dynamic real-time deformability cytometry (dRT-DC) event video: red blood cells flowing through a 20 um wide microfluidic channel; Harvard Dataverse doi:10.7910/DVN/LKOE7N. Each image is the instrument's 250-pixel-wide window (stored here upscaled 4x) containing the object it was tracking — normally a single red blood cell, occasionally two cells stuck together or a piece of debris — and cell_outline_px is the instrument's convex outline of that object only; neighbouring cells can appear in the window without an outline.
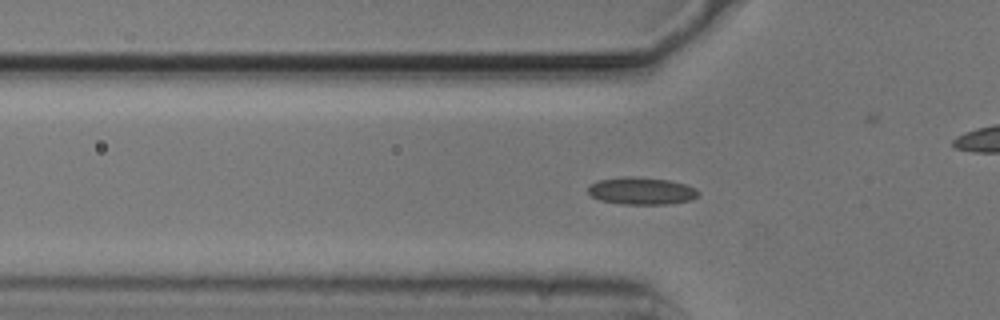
{"species": "common noctule bat (a hibernating species)", "species_latin": "Nyctalus noctula", "temperature_condition": "cold", "stored_images_in_passage": 48, "camera_frame_rate_fps": 3000, "um_per_image_px": 0.085, "animal": {"sex": "male", "body_mass_g": 20.5, "forearm_length_mm": 52.5}, "frame": {"image": 1, "passage_image": 10, "time_ms": 3.0, "image_size_px": [1000, 320], "cell_outline_px": [[700, 196], [692, 200], [668, 204], [624, 204], [600, 200], [592, 196], [588, 192], [588, 188], [592, 184], [600, 180], [624, 176], [636, 176], [668, 180], [684, 184], [696, 188], [700, 192]], "centroid_in_image_um": [54.58, 16.23], "position_along_channel_um": 71.2, "area_um2": 17.57}}
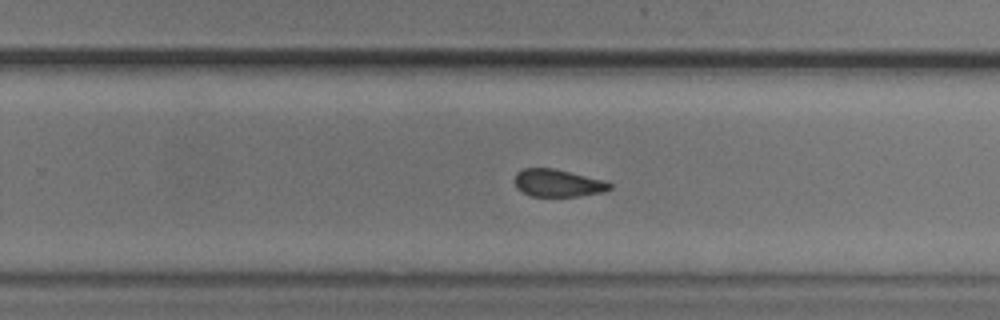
{"frame": {"image": 2, "passage_image": 27, "time_ms": 8.667, "image_size_px": [1000, 320], "cell_outline_px": [[612, 188], [604, 192], [580, 196], [532, 196], [516, 188], [516, 172], [524, 168], [552, 168], [604, 180], [612, 184]], "centroid_in_image_um": [47.44, 15.56], "position_along_channel_um": 282.4, "area_um2": 15.09}}
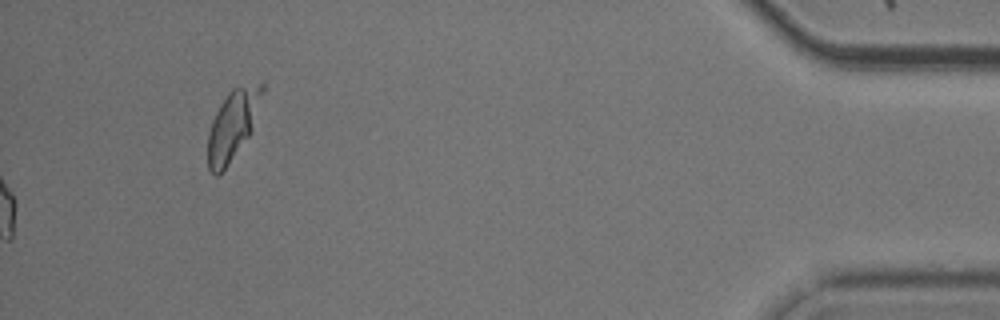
{"frame": {"image": 3, "passage_image": 48, "time_ms": 15.667, "image_size_px": [1000, 320], "cell_outline_px": [[264, 92], [252, 128], [248, 136], [224, 168], [216, 176], [208, 168], [208, 132], [212, 120], [220, 104], [228, 92], [232, 88], [260, 84], [264, 84]], "centroid_in_image_um": [19.76, 10.59], "position_along_channel_um": 415.4, "area_um2": 21.39}, "authors_computed_cell_mechanics": {"area_um2": 16.2129, "velocity_mm_per_s": 3.7131, "shape_relaxation_time_tau1_ms": 3.1709, "shape_relaxation_time_tau2_ms": 1.2337, "deformation_change_tau1": 0.0908, "deformation_change_tau2": 0.0545}}